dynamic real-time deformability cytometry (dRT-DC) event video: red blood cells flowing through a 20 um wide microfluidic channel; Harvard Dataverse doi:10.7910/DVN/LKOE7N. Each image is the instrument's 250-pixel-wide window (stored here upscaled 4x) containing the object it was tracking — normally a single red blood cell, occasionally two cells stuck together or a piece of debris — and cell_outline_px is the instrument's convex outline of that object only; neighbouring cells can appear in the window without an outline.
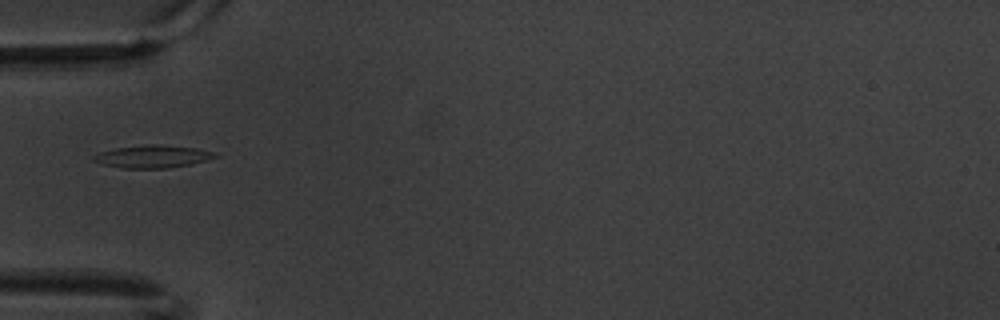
{"species": "common noctule bat (a hibernating species)", "species_latin": "Nyctalus noctula", "temperature_condition": "warm", "stored_images_in_passage": 10, "camera_frame_rate_fps": 3000, "um_per_image_px": 0.085, "animal": {"sex": "male", "body_mass_g": 20.1, "forearm_length_mm": 53.5}, "frame": {"image": 1, "passage_image": 6, "time_ms": 1.667, "image_size_px": [1000, 320], "cell_outline_px": [[220, 156], [208, 160], [192, 164], [168, 168], [120, 168], [100, 164], [92, 160], [92, 156], [100, 152], [116, 148], [152, 144], [160, 144], [196, 148], [212, 152]], "centroid_in_image_um": [12.96, 13.31], "position_along_channel_um": 72.0, "area_um2": 16.07}}
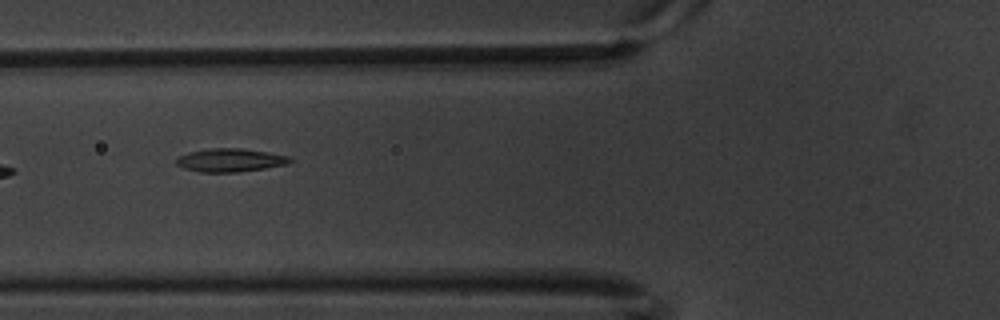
{"frame": {"image": 2, "passage_image": 7, "time_ms": 2.0, "image_size_px": [1000, 320], "cell_outline_px": [[292, 160], [288, 164], [264, 168], [236, 172], [200, 172], [184, 168], [176, 164], [176, 160], [180, 156], [188, 152], [208, 148], [240, 148], [268, 152], [288, 156]], "centroid_in_image_um": [19.55, 13.61], "position_along_channel_um": 106.2, "area_um2": 15.32}}
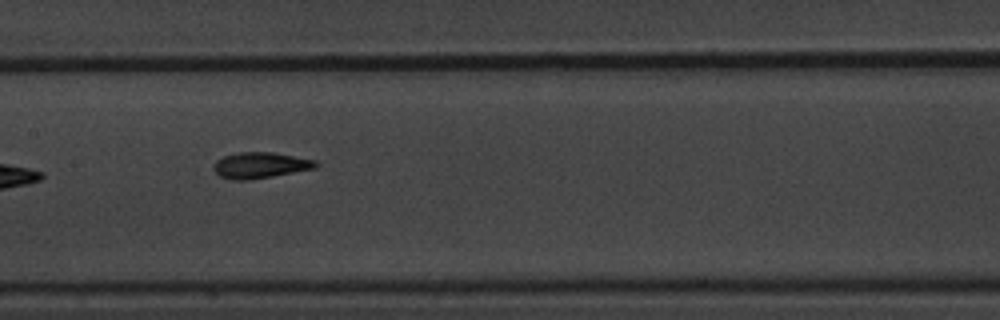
{"frame": {"image": 3, "passage_image": 9, "time_ms": 2.667, "image_size_px": [1000, 320], "cell_outline_px": [[320, 164], [316, 168], [272, 176], [248, 180], [232, 180], [220, 176], [212, 168], [212, 164], [216, 160], [224, 156], [236, 152], [272, 152], [316, 160]], "centroid_in_image_um": [22.1, 14.04], "position_along_channel_um": 185.3, "area_um2": 15.55}}